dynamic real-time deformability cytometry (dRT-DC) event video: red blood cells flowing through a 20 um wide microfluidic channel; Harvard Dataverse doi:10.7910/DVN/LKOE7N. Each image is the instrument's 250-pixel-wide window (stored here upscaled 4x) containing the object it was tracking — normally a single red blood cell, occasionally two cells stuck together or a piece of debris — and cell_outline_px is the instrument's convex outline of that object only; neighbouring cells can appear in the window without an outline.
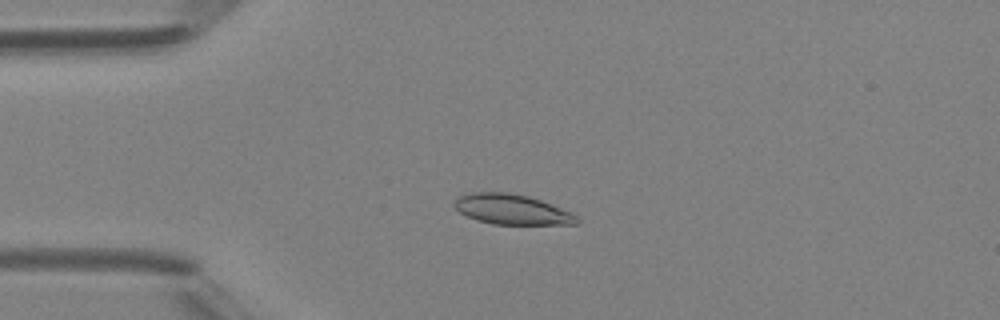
{"species": "Egyptian fruit bat (a non-hibernating species)", "species_latin": "Rousettus aegyptiacus", "temperature_condition": "room temperature", "stored_images_in_passage": 5, "camera_frame_rate_fps": 3000, "um_per_image_px": 0.085, "animal": {"sex": "female"}, "frame": {"image": 1, "passage_image": 3, "time_ms": 3.0, "image_size_px": [1000, 320], "cell_outline_px": [[580, 220], [576, 224], [492, 224], [476, 220], [460, 212], [452, 204], [460, 196], [472, 192], [508, 192], [528, 196], [540, 200], [572, 212]], "centroid_in_image_um": [43.51, 17.8], "position_along_channel_um": 41.5, "area_um2": 21.39}}
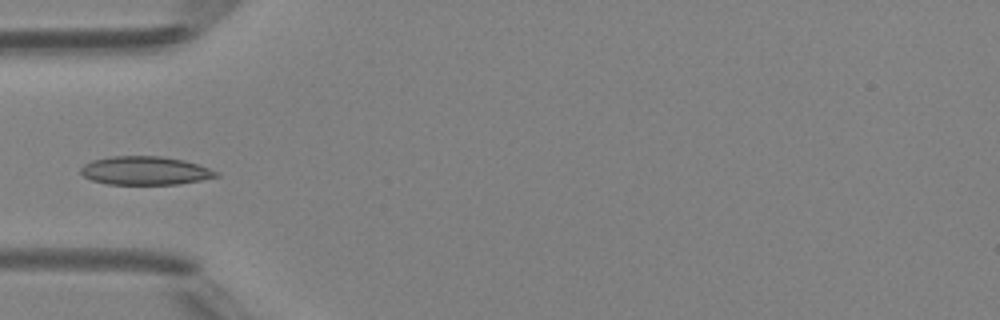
{"frame": {"image": 2, "passage_image": 4, "time_ms": 4.333, "image_size_px": [1000, 320], "cell_outline_px": [[220, 176], [200, 180], [176, 184], [108, 184], [92, 180], [84, 176], [80, 172], [80, 168], [84, 164], [92, 160], [112, 156], [160, 156], [184, 160], [200, 164], [220, 172]], "centroid_in_image_um": [12.36, 14.5], "position_along_channel_um": 72.6, "area_um2": 22.54}}
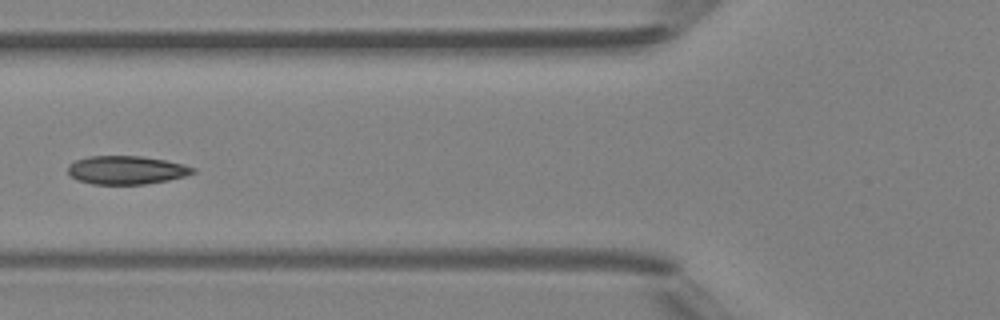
{"frame": {"image": 3, "passage_image": 5, "time_ms": 5.333, "image_size_px": [1000, 320], "cell_outline_px": [[196, 172], [184, 176], [168, 180], [144, 184], [92, 184], [76, 180], [68, 172], [68, 164], [76, 160], [88, 156], [144, 156], [184, 164], [196, 168]], "centroid_in_image_um": [10.74, 14.45], "position_along_channel_um": 115.1, "area_um2": 20.75}}